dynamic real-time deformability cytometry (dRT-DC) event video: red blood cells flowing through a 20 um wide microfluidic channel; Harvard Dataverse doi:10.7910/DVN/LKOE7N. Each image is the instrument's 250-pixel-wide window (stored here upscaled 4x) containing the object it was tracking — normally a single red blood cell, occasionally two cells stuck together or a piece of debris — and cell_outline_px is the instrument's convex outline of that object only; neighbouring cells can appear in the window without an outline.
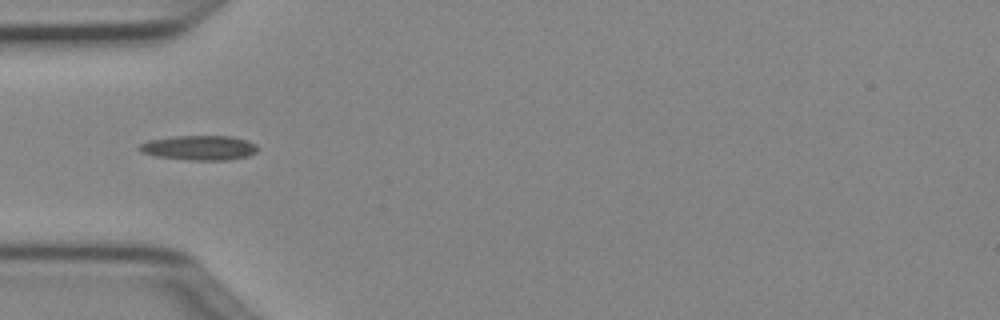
{"species": "Egyptian fruit bat (a non-hibernating species)", "species_latin": "Rousettus aegyptiacus", "temperature_condition": "cold", "stored_images_in_passage": 2, "camera_frame_rate_fps": 3000, "um_per_image_px": 0.085, "animal": {"sex": "female"}, "frame": {"image": 1, "passage_image": 2, "time_ms": 0.333, "image_size_px": [1000, 320], "cell_outline_px": [[256, 152], [248, 156], [228, 160], [188, 160], [156, 156], [140, 152], [136, 148], [140, 144], [148, 140], [172, 136], [232, 136], [248, 140], [256, 144]], "centroid_in_image_um": [16.91, 12.56], "position_along_channel_um": 68.1, "area_um2": 17.17}}